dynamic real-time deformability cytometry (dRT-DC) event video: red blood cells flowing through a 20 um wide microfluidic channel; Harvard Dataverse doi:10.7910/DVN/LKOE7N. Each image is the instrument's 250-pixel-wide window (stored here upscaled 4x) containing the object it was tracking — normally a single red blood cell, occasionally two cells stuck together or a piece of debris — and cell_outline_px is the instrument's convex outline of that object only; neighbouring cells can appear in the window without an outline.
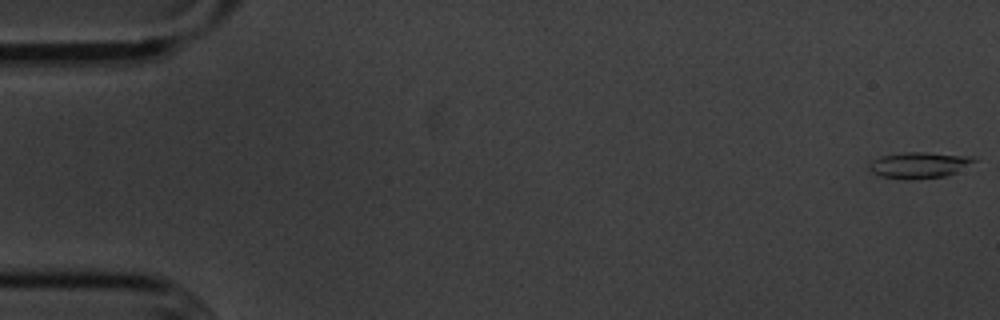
{"species": "common noctule bat (a hibernating species)", "species_latin": "Nyctalus noctula", "temperature_condition": "cold", "stored_images_in_passage": 51, "segment_of_instrument_passage": [1, 2], "camera_frame_rate_fps": 3000, "um_per_image_px": 0.085, "animal": {"sex": "male", "body_mass_g": 20.1, "forearm_length_mm": 53.5}, "frame": {"image": 1, "passage_image": 1, "time_ms": 0.0, "image_size_px": [1000, 320], "cell_outline_px": [[976, 160], [956, 172], [948, 176], [912, 180], [908, 180], [880, 176], [872, 172], [868, 168], [868, 164], [872, 160], [880, 156], [904, 152], [928, 152], [976, 156]], "centroid_in_image_um": [78.11, 14.03], "position_along_channel_um": 6.9, "area_um2": 16.24}}
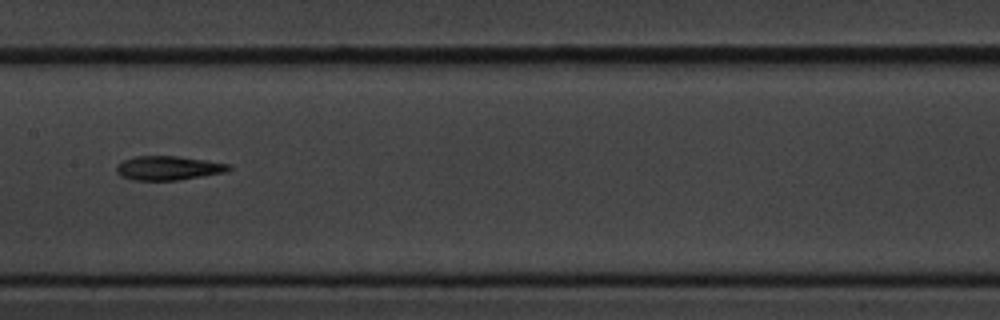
{"frame": {"image": 2, "passage_image": 28, "time_ms": 9.0, "image_size_px": [1000, 320], "cell_outline_px": [[232, 168], [224, 172], [176, 180], [132, 180], [120, 176], [116, 172], [116, 164], [124, 160], [136, 156], [180, 156], [232, 164]], "centroid_in_image_um": [14.28, 14.27], "position_along_channel_um": 193.1, "area_um2": 15.78}}
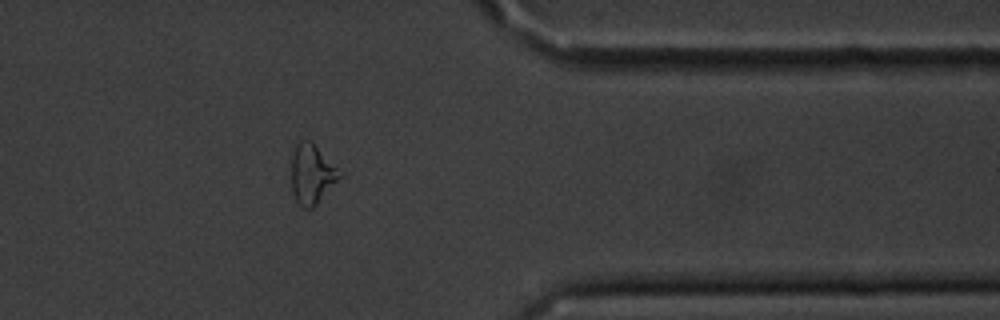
{"frame": {"image": 3, "passage_image": 45, "time_ms": 14.667, "image_size_px": [1000, 320], "cell_outline_px": [[344, 172], [316, 204], [312, 208], [304, 208], [296, 200], [292, 192], [292, 156], [296, 144], [300, 140], [312, 140]], "centroid_in_image_um": [26.53, 14.74], "position_along_channel_um": 384.9, "area_um2": 16.82}}